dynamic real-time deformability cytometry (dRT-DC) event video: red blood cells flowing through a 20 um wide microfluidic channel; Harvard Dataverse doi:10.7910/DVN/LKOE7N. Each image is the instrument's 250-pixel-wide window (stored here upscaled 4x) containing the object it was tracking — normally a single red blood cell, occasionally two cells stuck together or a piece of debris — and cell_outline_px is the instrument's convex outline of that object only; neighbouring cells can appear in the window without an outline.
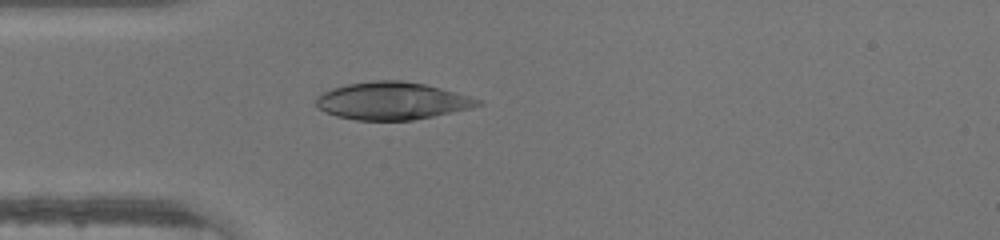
{"species": "human", "species_latin": "Homo sapiens", "temperature_condition": "warm", "stored_images_in_passage": 28, "camera_frame_rate_fps": 3000, "um_per_image_px": 0.085, "donor": {"sex": "male"}, "frame": {"image": 1, "passage_image": 1, "time_ms": 0.0, "image_size_px": [1000, 240], "cell_outline_px": [[484, 104], [472, 108], [412, 120], [356, 120], [336, 116], [324, 112], [316, 104], [316, 96], [320, 92], [332, 88], [348, 84], [372, 80], [400, 80], [424, 84], [440, 88], [484, 100]], "centroid_in_image_um": [33.32, 8.57], "position_along_channel_um": 51.7, "area_um2": 35.43}}
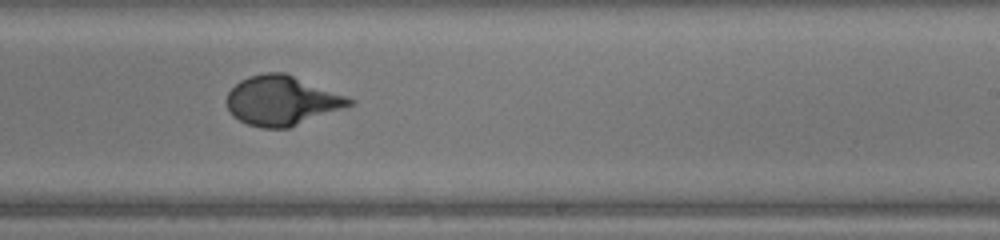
{"frame": {"image": 2, "passage_image": 16, "time_ms": 5.0, "image_size_px": [1000, 240], "cell_outline_px": [[356, 104], [288, 128], [260, 128], [248, 124], [232, 116], [224, 100], [228, 92], [240, 80], [248, 76], [264, 72], [284, 72], [348, 96], [356, 100]], "centroid_in_image_um": [23.97, 8.55], "position_along_channel_um": 265.0, "area_um2": 35.72}}
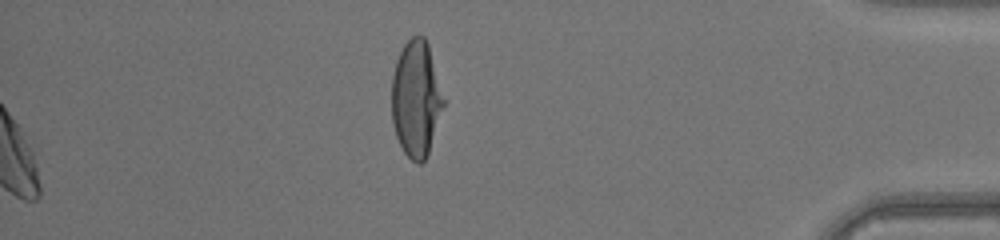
{"frame": {"image": 3, "passage_image": 28, "time_ms": 9.0, "image_size_px": [1000, 240], "cell_outline_px": [[444, 104], [428, 152], [424, 160], [420, 164], [416, 164], [404, 152], [396, 136], [392, 120], [392, 76], [396, 60], [404, 44], [412, 36], [424, 36], [428, 44], [444, 100]], "centroid_in_image_um": [35.35, 8.39], "position_along_channel_um": 399.9, "area_um2": 34.56}}